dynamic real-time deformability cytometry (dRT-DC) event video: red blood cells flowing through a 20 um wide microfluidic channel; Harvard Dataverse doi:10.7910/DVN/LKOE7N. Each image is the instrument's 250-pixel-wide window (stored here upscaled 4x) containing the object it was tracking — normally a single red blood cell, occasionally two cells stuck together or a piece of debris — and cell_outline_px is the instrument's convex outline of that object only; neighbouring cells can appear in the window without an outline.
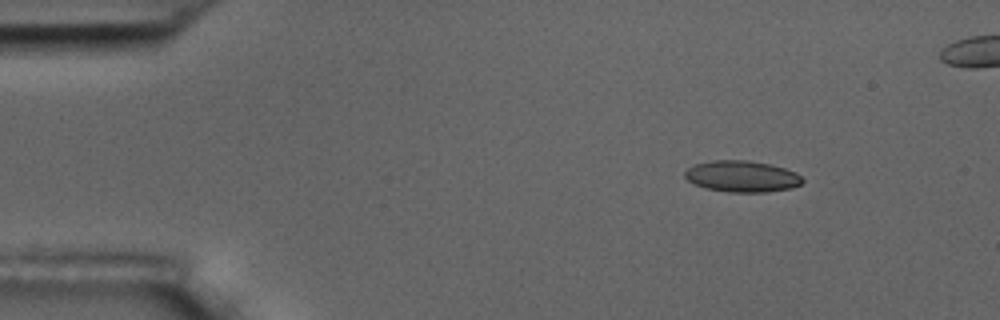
{"species": "common noctule bat (a hibernating species)", "species_latin": "Nyctalus noctula", "temperature_condition": "room temperature", "stored_images_in_passage": 4, "camera_frame_rate_fps": 3000, "um_per_image_px": 0.085, "animal": {"sex": "male", "body_mass_g": 17.5, "forearm_length_mm": 52.3}, "frame": {"image": 1, "passage_image": 1, "time_ms": 0.0, "image_size_px": [1000, 320], "cell_outline_px": [[804, 180], [800, 184], [792, 188], [768, 192], [728, 192], [708, 188], [696, 184], [688, 180], [684, 176], [684, 172], [688, 168], [696, 164], [712, 160], [748, 160], [772, 164], [796, 172]], "centroid_in_image_um": [63.09, 14.98], "position_along_channel_um": 21.9, "area_um2": 21.44}}